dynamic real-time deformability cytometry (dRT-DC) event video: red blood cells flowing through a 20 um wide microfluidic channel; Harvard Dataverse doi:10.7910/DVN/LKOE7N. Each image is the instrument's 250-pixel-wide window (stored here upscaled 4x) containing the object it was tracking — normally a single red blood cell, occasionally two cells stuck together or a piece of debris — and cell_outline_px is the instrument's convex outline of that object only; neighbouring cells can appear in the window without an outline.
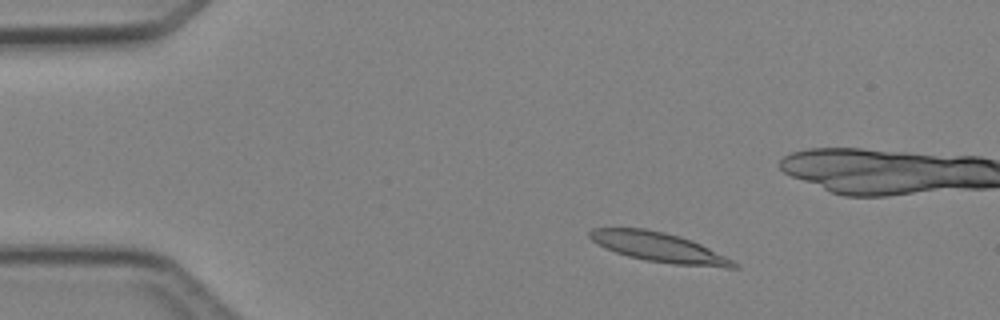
{"species": "Egyptian fruit bat (a non-hibernating species)", "species_latin": "Rousettus aegyptiacus", "temperature_condition": "cold", "stored_images_in_passage": 5, "camera_frame_rate_fps": 3000, "um_per_image_px": 0.085, "animal": {"sex": "female"}, "frame": {"image": 1, "passage_image": 2, "time_ms": 1.333, "image_size_px": [1000, 320], "cell_outline_px": [[740, 268], [724, 268], [672, 264], [644, 260], [628, 256], [616, 252], [592, 240], [588, 236], [588, 232], [592, 228], [644, 228], [664, 232], [680, 236], [692, 240], [740, 264]], "centroid_in_image_um": [56.05, 21.03], "position_along_channel_um": 29.0, "area_um2": 24.68}}
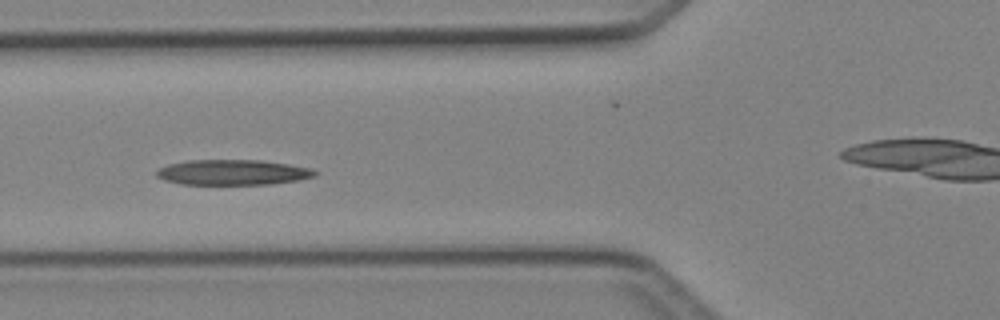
{"frame": {"image": 2, "passage_image": 5, "time_ms": 4.667, "image_size_px": [1000, 320], "cell_outline_px": [[320, 172], [316, 176], [300, 180], [272, 184], [180, 184], [164, 180], [156, 176], [156, 172], [160, 168], [168, 164], [188, 160], [260, 160], [288, 164], [312, 168]], "centroid_in_image_um": [19.83, 14.65], "position_along_channel_um": 106.0, "area_um2": 23.52}}